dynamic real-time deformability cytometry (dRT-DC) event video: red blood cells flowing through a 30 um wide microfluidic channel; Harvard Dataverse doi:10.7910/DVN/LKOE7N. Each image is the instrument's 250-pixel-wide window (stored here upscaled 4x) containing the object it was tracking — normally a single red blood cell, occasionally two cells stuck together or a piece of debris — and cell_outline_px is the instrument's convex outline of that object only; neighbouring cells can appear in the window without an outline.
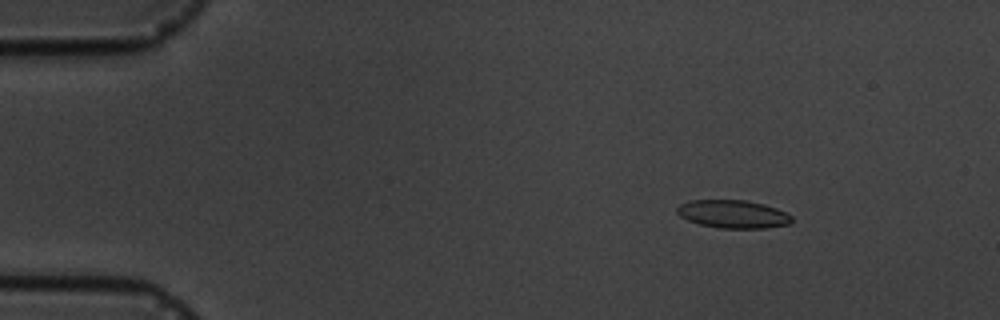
{"species": "common noctule bat (a hibernating species)", "species_latin": "Nyctalus noctula", "temperature_condition": "cold", "stored_images_in_passage": 4, "camera_frame_rate_fps": 3000, "um_per_image_px": 0.085, "animal": {"sex": "male", "body_mass_g": 19.5, "forearm_length_mm": 54.6}, "frame": {"image": 1, "passage_image": 2, "time_ms": 1.0, "image_size_px": [1000, 320], "cell_outline_px": [[792, 220], [788, 224], [764, 228], [720, 228], [700, 224], [688, 220], [680, 216], [676, 212], [676, 208], [680, 204], [688, 200], [748, 200], [764, 204], [776, 208], [792, 216]], "centroid_in_image_um": [62.28, 18.19], "position_along_channel_um": 22.7, "area_um2": 18.73}}
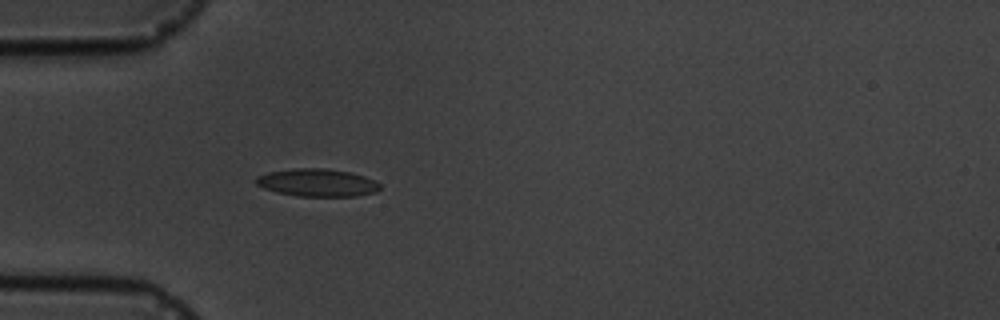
{"frame": {"image": 2, "passage_image": 4, "time_ms": 4.0, "image_size_px": [1000, 320], "cell_outline_px": [[380, 188], [376, 192], [356, 196], [296, 196], [276, 192], [264, 188], [256, 184], [252, 180], [256, 176], [268, 172], [292, 168], [324, 168], [348, 172], [364, 176], [376, 180], [380, 184]], "centroid_in_image_um": [26.93, 15.52], "position_along_channel_um": 58.1, "area_um2": 20.17}}